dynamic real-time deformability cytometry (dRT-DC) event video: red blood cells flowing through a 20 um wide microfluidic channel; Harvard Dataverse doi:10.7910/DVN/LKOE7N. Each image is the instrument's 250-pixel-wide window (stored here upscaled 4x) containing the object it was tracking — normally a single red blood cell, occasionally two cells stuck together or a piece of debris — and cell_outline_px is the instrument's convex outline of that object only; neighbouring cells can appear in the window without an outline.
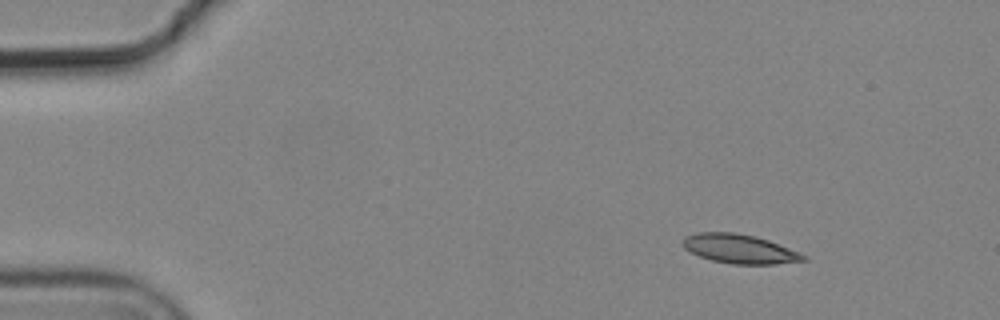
{"species": "common noctule bat (a hibernating species)", "species_latin": "Nyctalus noctula", "temperature_condition": "cold", "stored_images_in_passage": 6, "camera_frame_rate_fps": 3000, "um_per_image_px": 0.085, "animal": {"sex": "male", "body_mass_g": 19.2, "forearm_length_mm": 51.8}, "frame": {"image": 1, "passage_image": 1, "time_ms": 0.0, "image_size_px": [1000, 320], "cell_outline_px": [[808, 260], [776, 264], [732, 264], [712, 260], [700, 256], [684, 248], [680, 244], [680, 240], [684, 236], [696, 232], [736, 232], [756, 236], [768, 240], [808, 256]], "centroid_in_image_um": [62.82, 21.14], "position_along_channel_um": 22.2, "area_um2": 20.63}}
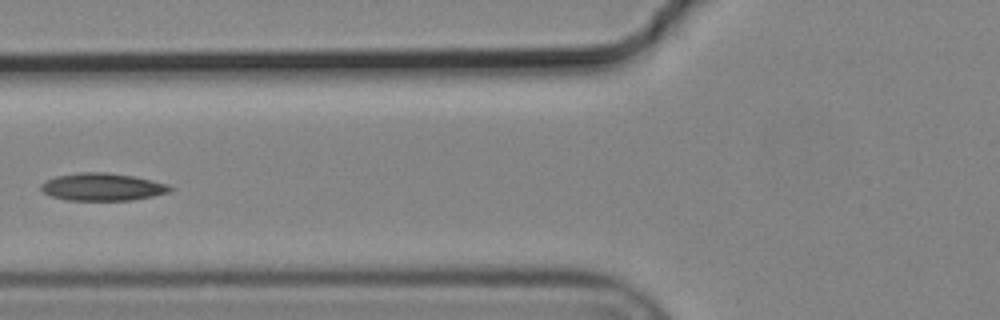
{"frame": {"image": 2, "passage_image": 5, "time_ms": 1.333, "image_size_px": [1000, 320], "cell_outline_px": [[172, 188], [168, 192], [152, 196], [132, 200], [68, 200], [52, 196], [44, 192], [40, 188], [40, 184], [44, 180], [56, 176], [80, 172], [108, 172], [132, 176], [152, 180], [168, 184]], "centroid_in_image_um": [8.67, 15.88], "position_along_channel_um": 117.1, "area_um2": 20.63}}
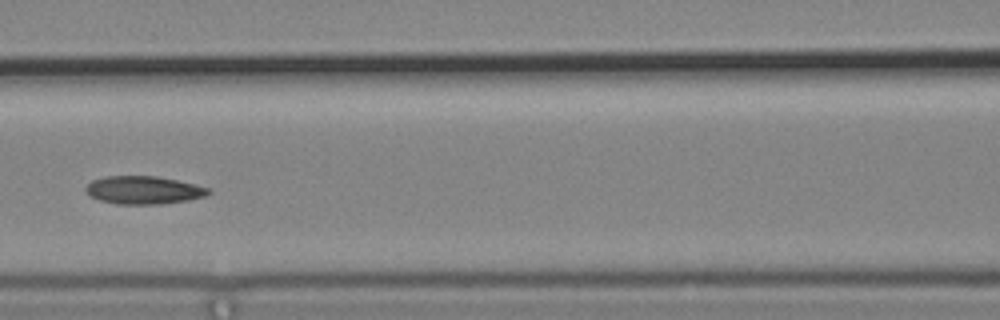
{"frame": {"image": 3, "passage_image": 6, "time_ms": 1.667, "image_size_px": [1000, 320], "cell_outline_px": [[212, 192], [204, 196], [188, 200], [160, 204], [116, 204], [100, 200], [92, 196], [84, 188], [92, 180], [104, 176], [156, 176], [196, 184], [208, 188]], "centroid_in_image_um": [12.21, 16.15], "position_along_channel_um": 154.4, "area_um2": 19.88}}